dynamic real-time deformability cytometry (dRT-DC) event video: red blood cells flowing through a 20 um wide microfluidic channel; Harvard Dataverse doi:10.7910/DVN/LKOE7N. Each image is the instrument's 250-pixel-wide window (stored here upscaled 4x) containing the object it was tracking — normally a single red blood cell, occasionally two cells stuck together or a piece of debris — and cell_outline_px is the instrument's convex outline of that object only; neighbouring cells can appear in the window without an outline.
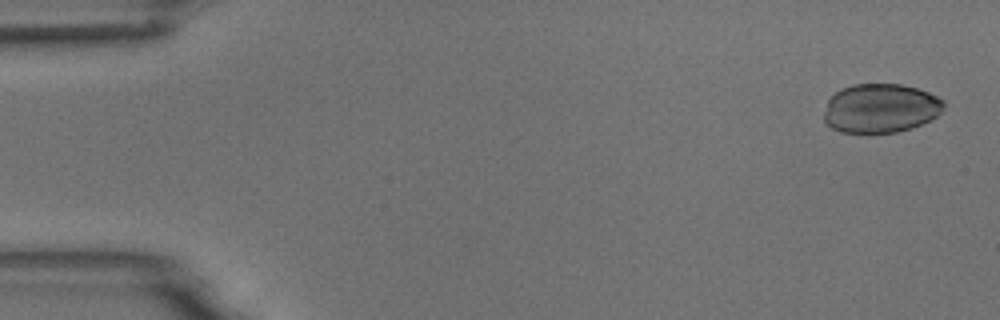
{"species": "common noctule bat (a hibernating species)", "species_latin": "Nyctalus noctula", "temperature_condition": "room temperature", "stored_images_in_passage": 5, "camera_frame_rate_fps": 3000, "um_per_image_px": 0.085, "animal": {"sex": "male", "body_mass_g": 18.8}, "frame": {"image": 1, "passage_image": 1, "time_ms": 0.0, "image_size_px": [1000, 320], "cell_outline_px": [[944, 108], [936, 116], [912, 128], [896, 132], [840, 132], [832, 128], [824, 120], [824, 112], [828, 100], [836, 92], [852, 84], [900, 84], [916, 88], [928, 92], [944, 100]], "centroid_in_image_um": [74.84, 9.2], "position_along_channel_um": 10.2, "area_um2": 33.99}}